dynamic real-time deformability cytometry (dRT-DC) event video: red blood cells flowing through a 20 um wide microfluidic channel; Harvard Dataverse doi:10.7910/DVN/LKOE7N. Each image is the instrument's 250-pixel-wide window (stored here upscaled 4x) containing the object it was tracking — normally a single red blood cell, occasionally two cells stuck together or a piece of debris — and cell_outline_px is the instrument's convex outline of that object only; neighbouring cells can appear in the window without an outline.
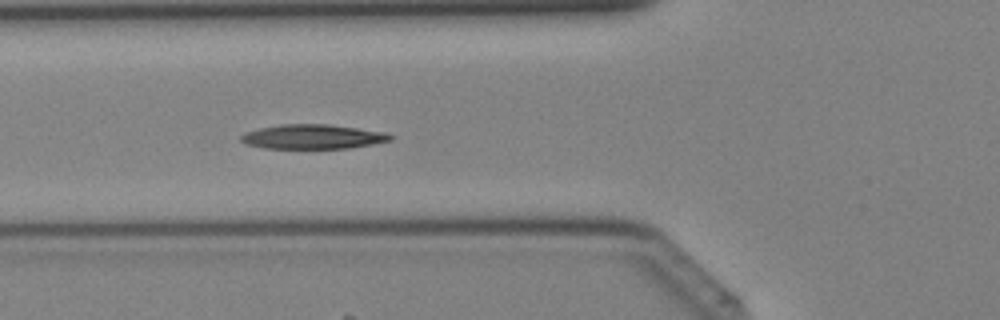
{"species": "Egyptian fruit bat (a non-hibernating species)", "species_latin": "Rousettus aegyptiacus", "temperature_condition": "cold", "stored_images_in_passage": 31, "camera_frame_rate_fps": 3000, "um_per_image_px": 0.085, "animal": {"sex": "female"}, "frame": {"image": 1, "passage_image": 8, "time_ms": 2.333, "image_size_px": [1000, 320], "cell_outline_px": [[396, 136], [392, 140], [372, 144], [348, 148], [264, 148], [244, 144], [240, 140], [240, 136], [244, 132], [260, 128], [280, 124], [328, 124], [384, 132]], "centroid_in_image_um": [26.56, 11.62], "position_along_channel_um": 99.2, "area_um2": 21.33}}
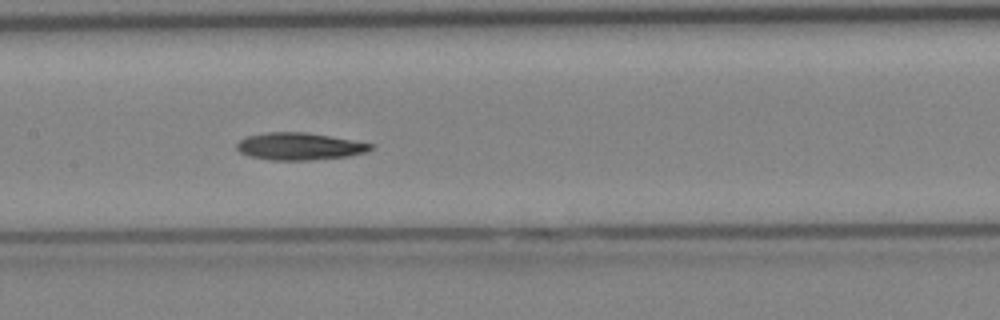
{"frame": {"image": 2, "passage_image": 13, "time_ms": 4.0, "image_size_px": [1000, 320], "cell_outline_px": [[376, 144], [372, 148], [364, 152], [348, 156], [312, 160], [272, 160], [248, 156], [240, 152], [236, 148], [236, 144], [240, 140], [248, 136], [268, 132], [308, 132]], "centroid_in_image_um": [25.45, 12.44], "position_along_channel_um": 181.9, "area_um2": 21.27}}
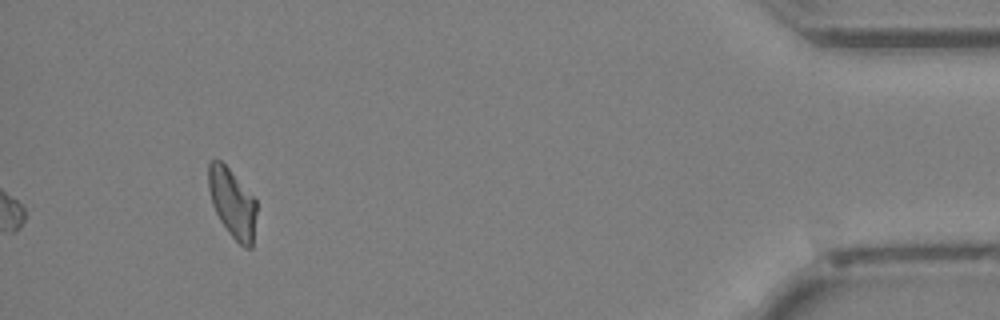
{"frame": {"image": 3, "passage_image": 31, "time_ms": 10.0, "image_size_px": [1000, 320], "cell_outline_px": [[256, 212], [252, 248], [244, 248], [228, 232], [220, 220], [212, 204], [208, 188], [208, 164], [212, 160], [220, 160], [228, 168], [256, 200]], "centroid_in_image_um": [19.74, 17.27], "position_along_channel_um": 415.5, "area_um2": 19.07}}